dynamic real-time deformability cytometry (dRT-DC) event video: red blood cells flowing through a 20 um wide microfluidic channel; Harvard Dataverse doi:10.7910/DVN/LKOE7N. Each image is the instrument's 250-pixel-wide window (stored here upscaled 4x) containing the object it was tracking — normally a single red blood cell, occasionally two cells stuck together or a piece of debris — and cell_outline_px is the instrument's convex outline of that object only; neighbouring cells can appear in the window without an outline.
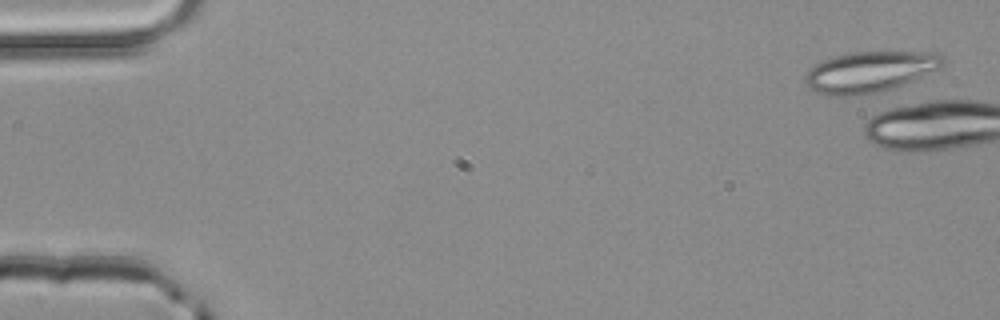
{"species": "common noctule bat (a hibernating species)", "species_latin": "Nyctalus noctula", "temperature_condition": "room temperature", "stored_images_in_passage": 3, "camera_frame_rate_fps": 3000, "um_per_image_px": 0.085, "animal": {"sex": "male", "body_mass_g": 20.4}, "frame": {"image": 1, "passage_image": 2, "time_ms": 0.333, "image_size_px": [1000, 320], "cell_outline_px": [[948, 60], [940, 68], [912, 80], [892, 88], [880, 92], [856, 96], [828, 96], [816, 92], [804, 84], [804, 76], [816, 64], [824, 60], [836, 56], [856, 52], [932, 52], [944, 56]], "centroid_in_image_um": [73.93, 6.12], "position_along_channel_um": 11.1, "area_um2": 32.71}}